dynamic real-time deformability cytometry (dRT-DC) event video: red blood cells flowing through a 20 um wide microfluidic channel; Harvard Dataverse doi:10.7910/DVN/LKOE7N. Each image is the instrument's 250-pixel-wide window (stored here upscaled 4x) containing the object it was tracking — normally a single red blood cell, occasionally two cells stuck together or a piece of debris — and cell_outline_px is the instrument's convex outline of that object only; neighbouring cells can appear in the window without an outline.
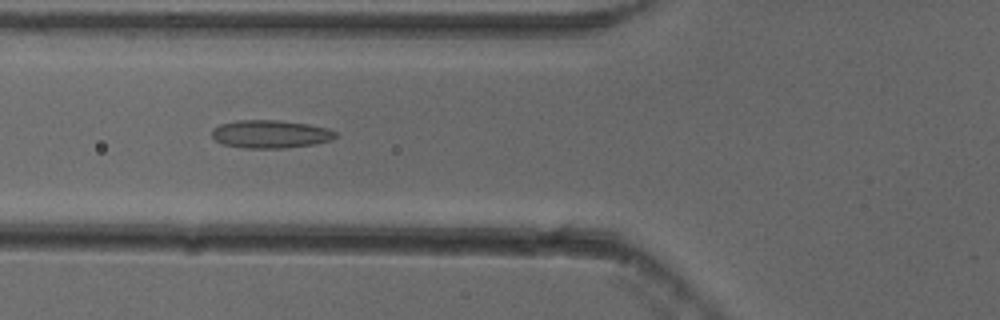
{"species": "common noctule bat (a hibernating species)", "species_latin": "Nyctalus noctula", "temperature_condition": "cold", "stored_images_in_passage": 47, "camera_frame_rate_fps": 3000, "um_per_image_px": 0.085, "animal": {"sex": "female"}, "frame": {"image": 1, "passage_image": 14, "time_ms": 4.333, "image_size_px": [1000, 320], "cell_outline_px": [[340, 136], [332, 140], [312, 144], [284, 148], [244, 148], [224, 144], [216, 140], [212, 136], [212, 128], [220, 124], [236, 120], [280, 120], [308, 124], [328, 128], [336, 132]], "centroid_in_image_um": [23.01, 11.39], "position_along_channel_um": 102.8, "area_um2": 20.29}}
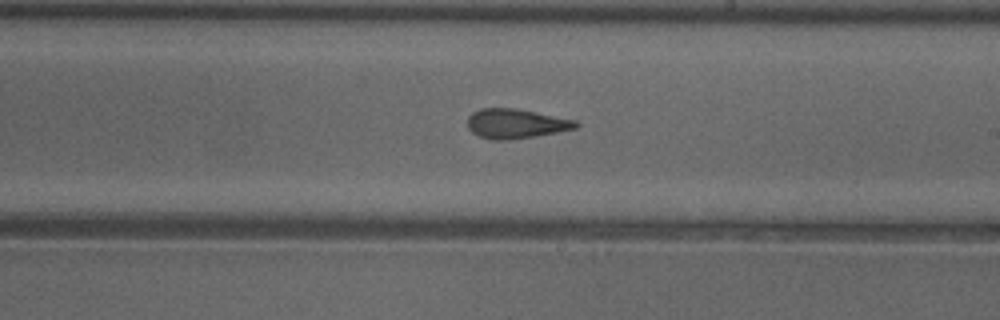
{"frame": {"image": 2, "passage_image": 25, "time_ms": 8.0, "image_size_px": [1000, 320], "cell_outline_px": [[580, 124], [576, 128], [536, 136], [508, 140], [492, 140], [480, 136], [472, 132], [468, 128], [468, 116], [472, 112], [480, 108], [516, 108], [576, 120]], "centroid_in_image_um": [43.83, 10.5], "position_along_channel_um": 245.2, "area_um2": 18.67}}
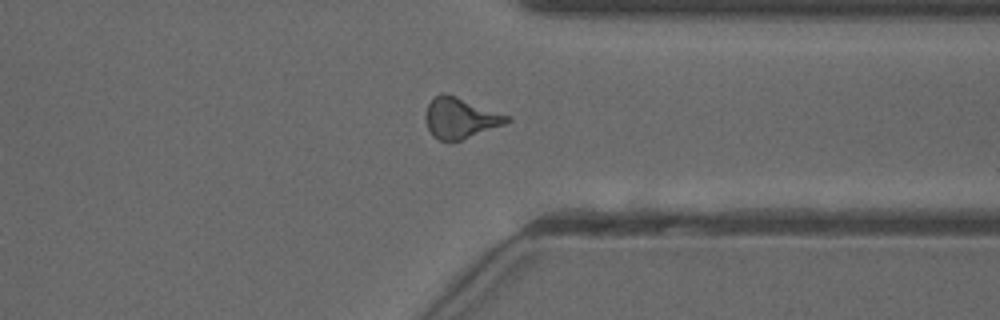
{"frame": {"image": 3, "passage_image": 35, "time_ms": 11.333, "image_size_px": [1000, 320], "cell_outline_px": [[512, 120], [504, 124], [460, 140], [440, 140], [432, 136], [424, 120], [424, 116], [428, 104], [440, 92], [444, 92], [456, 96], [512, 116]], "centroid_in_image_um": [39.12, 10.01], "position_along_channel_um": 372.3, "area_um2": 19.25}, "authors_computed_cell_mechanics": {"area_um2": 18.6116, "velocity_mm_per_s": 3.8745, "shape_relaxation_time_tau1_ms": null, "shape_relaxation_time_tau2_ms": 2.5186, "deformation_change_tau1": null, "deformation_change_tau2": 0.1263}}